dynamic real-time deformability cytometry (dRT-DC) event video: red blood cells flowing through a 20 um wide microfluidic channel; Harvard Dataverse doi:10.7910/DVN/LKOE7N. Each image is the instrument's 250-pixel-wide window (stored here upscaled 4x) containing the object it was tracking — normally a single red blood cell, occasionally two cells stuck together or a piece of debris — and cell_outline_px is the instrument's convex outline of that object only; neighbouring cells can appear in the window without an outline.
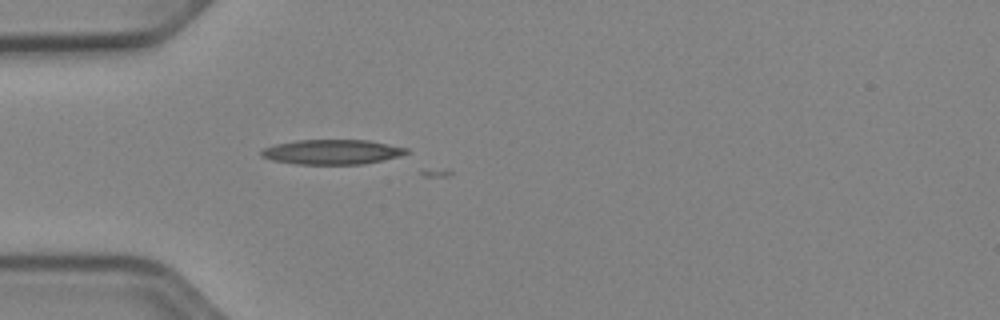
{"species": "Egyptian fruit bat (a non-hibernating species)", "species_latin": "Rousettus aegyptiacus", "temperature_condition": "cold", "stored_images_in_passage": 7, "camera_frame_rate_fps": 3000, "um_per_image_px": 0.085, "animal": {"sex": "female"}, "frame": {"image": 1, "passage_image": 1, "time_ms": 0.0, "image_size_px": [1000, 320], "cell_outline_px": [[412, 152], [400, 156], [360, 164], [296, 164], [272, 160], [260, 156], [260, 152], [264, 148], [276, 144], [296, 140], [368, 140], [408, 148]], "centroid_in_image_um": [28.23, 12.91], "position_along_channel_um": 56.8, "area_um2": 20.92}}
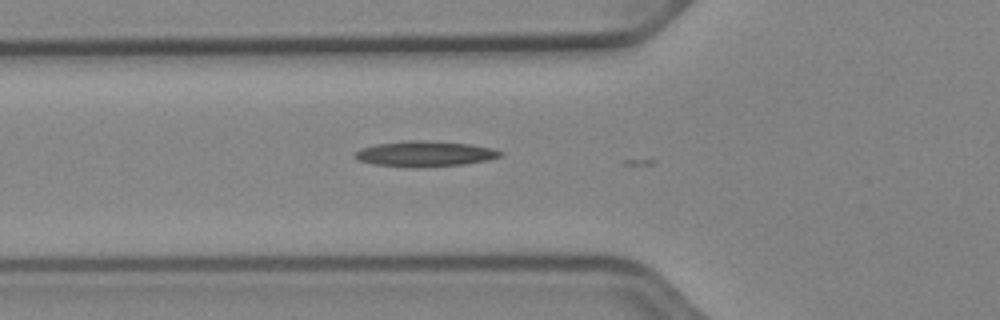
{"frame": {"image": 2, "passage_image": 4, "time_ms": 1.0, "image_size_px": [1000, 320], "cell_outline_px": [[504, 152], [500, 156], [488, 160], [464, 164], [412, 168], [372, 164], [356, 160], [352, 156], [360, 148], [376, 144], [408, 140], [416, 140], [468, 144], [492, 148]], "centroid_in_image_um": [36.05, 13.08], "position_along_channel_um": 89.7, "area_um2": 21.62}}